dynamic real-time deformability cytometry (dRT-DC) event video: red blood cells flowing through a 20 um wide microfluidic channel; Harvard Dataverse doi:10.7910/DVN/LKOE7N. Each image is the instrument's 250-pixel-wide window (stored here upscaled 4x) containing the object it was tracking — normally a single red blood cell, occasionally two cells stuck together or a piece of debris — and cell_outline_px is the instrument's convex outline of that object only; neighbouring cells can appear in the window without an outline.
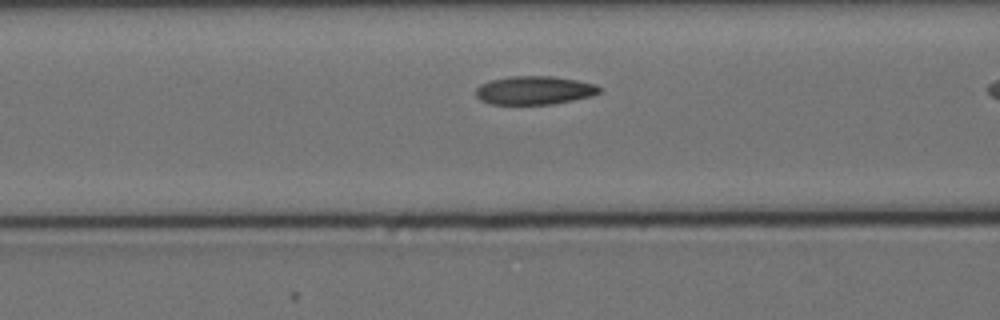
{"species": "Egyptian fruit bat (a non-hibernating species)", "species_latin": "Rousettus aegyptiacus", "temperature_condition": "cold", "stored_images_in_passage": 11, "camera_frame_rate_fps": 3000, "um_per_image_px": 0.085, "animal": {"sex": "female"}, "frame": {"image": 1, "passage_image": 10, "time_ms": 3.0, "image_size_px": [1000, 320], "cell_outline_px": [[600, 92], [592, 96], [552, 104], [488, 104], [480, 100], [476, 96], [476, 88], [480, 84], [488, 80], [512, 76], [552, 76], [576, 80], [596, 84], [600, 88]], "centroid_in_image_um": [45.39, 7.67], "position_along_channel_um": 121.2, "area_um2": 20.58}}